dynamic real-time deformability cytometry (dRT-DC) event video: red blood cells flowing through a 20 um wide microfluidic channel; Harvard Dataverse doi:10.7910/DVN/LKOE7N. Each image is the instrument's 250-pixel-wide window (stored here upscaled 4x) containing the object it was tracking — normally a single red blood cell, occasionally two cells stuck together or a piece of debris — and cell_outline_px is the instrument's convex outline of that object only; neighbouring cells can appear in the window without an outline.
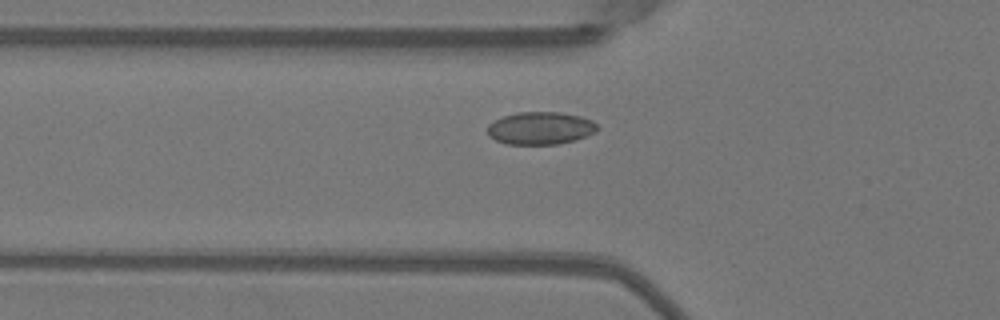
{"species": "Egyptian fruit bat (a non-hibernating species)", "species_latin": "Rousettus aegyptiacus", "temperature_condition": "warm", "stored_images_in_passage": 35, "camera_frame_rate_fps": 3000, "um_per_image_px": 0.085, "animal": {"sex": "female"}, "frame": {"image": 1, "passage_image": 2, "time_ms": 0.333, "image_size_px": [1000, 320], "cell_outline_px": [[600, 128], [596, 132], [576, 140], [560, 144], [508, 144], [496, 140], [488, 136], [488, 124], [504, 116], [520, 112], [560, 112], [580, 116], [592, 120]], "centroid_in_image_um": [45.97, 10.9], "position_along_channel_um": 79.8, "area_um2": 20.92}}
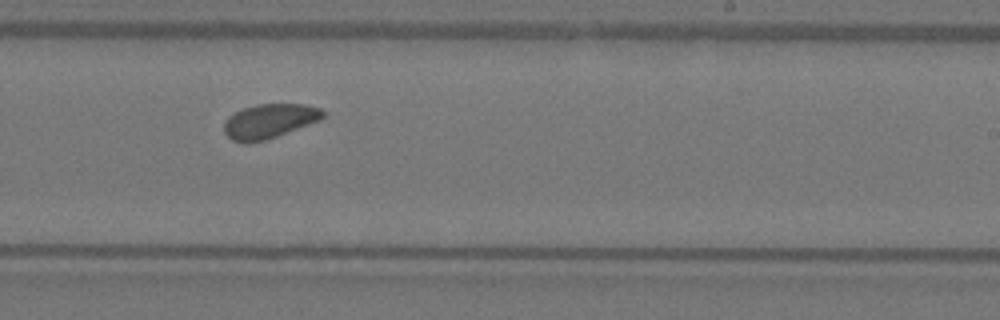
{"frame": {"image": 2, "passage_image": 16, "time_ms": 5.0, "image_size_px": [1000, 320], "cell_outline_px": [[324, 116], [320, 120], [268, 140], [248, 144], [232, 140], [224, 132], [224, 124], [228, 116], [244, 108], [256, 104], [304, 104], [320, 108], [324, 112]], "centroid_in_image_um": [22.89, 10.31], "position_along_channel_um": 266.1, "area_um2": 19.94}}
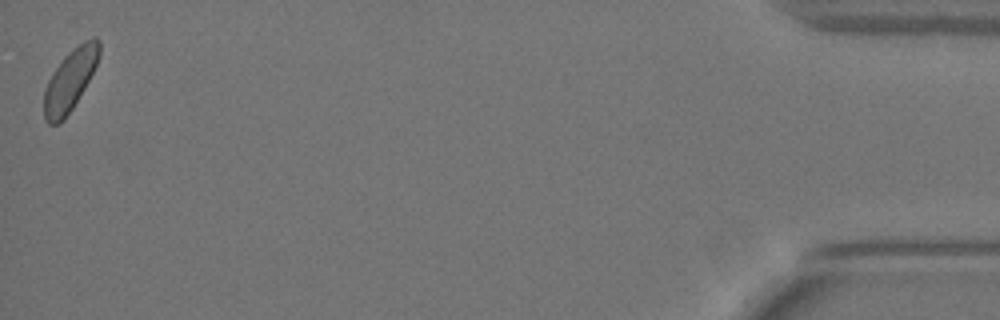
{"frame": {"image": 3, "passage_image": 35, "time_ms": 11.333, "image_size_px": [1000, 320], "cell_outline_px": [[100, 56], [84, 88], [72, 108], [64, 120], [56, 124], [48, 124], [44, 120], [44, 88], [52, 72], [64, 56], [68, 52], [84, 40], [96, 36], [100, 40]], "centroid_in_image_um": [5.94, 6.79], "position_along_channel_um": 429.3, "area_um2": 19.71}, "authors_computed_cell_mechanics": {"area_um2": 19.941, "velocity_mm_per_s": 3.993, "shape_relaxation_time_tau1_ms": 2.4537, "shape_relaxation_time_tau2_ms": 6.8985, "deformation_change_tau1": 0.0454, "deformation_change_tau2": 0.0889}}